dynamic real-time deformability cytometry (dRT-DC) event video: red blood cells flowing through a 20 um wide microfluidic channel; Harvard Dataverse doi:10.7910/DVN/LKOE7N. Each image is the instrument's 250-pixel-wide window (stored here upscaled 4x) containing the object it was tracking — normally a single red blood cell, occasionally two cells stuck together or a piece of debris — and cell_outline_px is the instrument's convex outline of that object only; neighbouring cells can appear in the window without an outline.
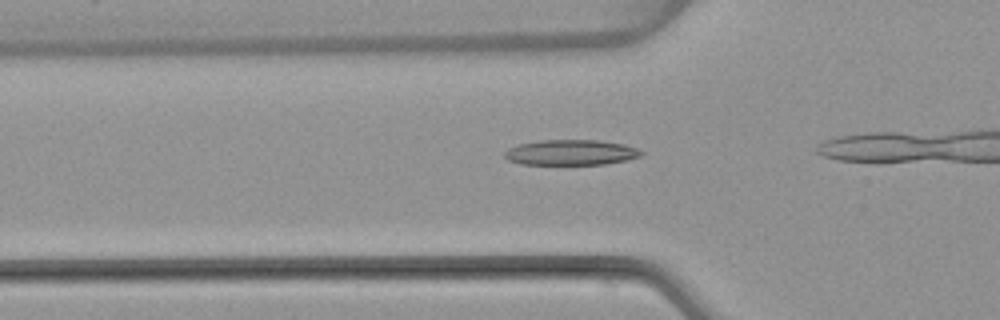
{"species": "common noctule bat (a hibernating species)", "species_latin": "Nyctalus noctula", "temperature_condition": "warm", "stored_images_in_passage": 19, "camera_frame_rate_fps": 3000, "um_per_image_px": 0.085, "animal": {"sex": "female", "body_mass_g": 22.7, "forearm_length_mm": 54.2}, "frame": {"image": 1, "passage_image": 6, "time_ms": 1.667, "image_size_px": [1000, 320], "cell_outline_px": [[644, 152], [640, 156], [624, 160], [604, 164], [520, 164], [508, 160], [504, 156], [504, 152], [508, 148], [520, 144], [540, 140], [600, 140], [624, 144], [636, 148]], "centroid_in_image_um": [48.5, 12.95], "position_along_channel_um": 77.3, "area_um2": 20.11}}
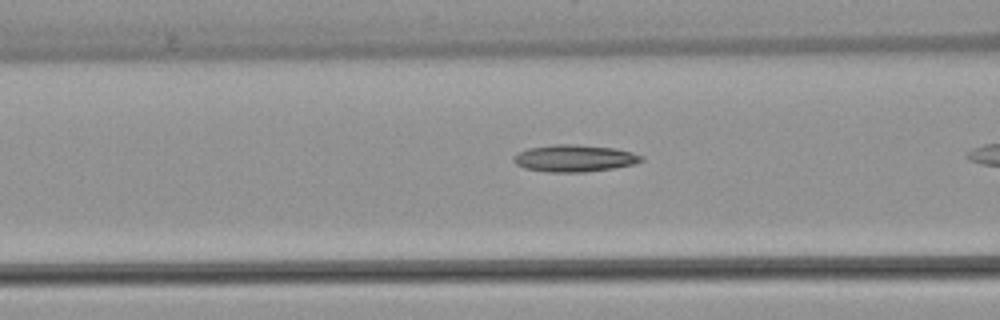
{"frame": {"image": 2, "passage_image": 9, "time_ms": 2.667, "image_size_px": [1000, 320], "cell_outline_px": [[644, 160], [632, 164], [612, 168], [584, 172], [548, 172], [524, 168], [516, 164], [512, 160], [512, 156], [516, 152], [528, 148], [552, 144], [576, 144], [616, 148], [632, 152], [644, 156]], "centroid_in_image_um": [48.78, 13.44], "position_along_channel_um": 117.8, "area_um2": 20.29}}